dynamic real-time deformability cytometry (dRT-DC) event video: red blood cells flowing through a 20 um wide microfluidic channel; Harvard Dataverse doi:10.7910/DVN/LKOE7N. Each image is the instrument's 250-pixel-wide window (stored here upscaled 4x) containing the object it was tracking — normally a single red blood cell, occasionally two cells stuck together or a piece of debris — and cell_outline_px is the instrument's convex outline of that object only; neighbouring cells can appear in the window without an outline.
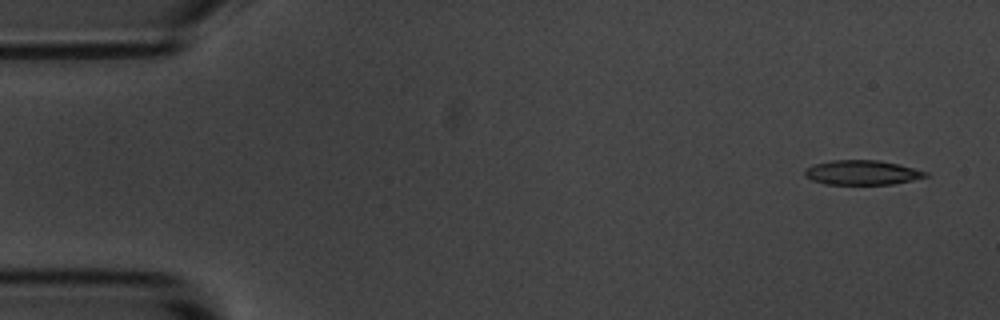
{"species": "common noctule bat (a hibernating species)", "species_latin": "Nyctalus noctula", "temperature_condition": "room temperature", "stored_images_in_passage": 6, "camera_frame_rate_fps": 3000, "um_per_image_px": 0.085, "animal": {"sex": "male", "body_mass_g": 20.1, "forearm_length_mm": 53.5}, "frame": {"image": 1, "passage_image": 1, "time_ms": 0.0, "image_size_px": [1000, 320], "cell_outline_px": [[932, 176], [892, 184], [824, 184], [812, 180], [804, 176], [804, 168], [816, 164], [832, 160], [880, 160], [900, 164], [928, 172]], "centroid_in_image_um": [73.3, 14.66], "position_along_channel_um": 11.7, "area_um2": 17.46}}
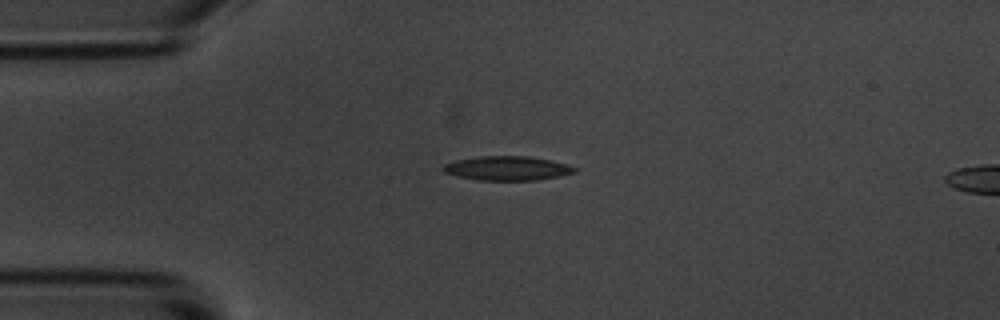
{"frame": {"image": 2, "passage_image": 4, "time_ms": 3.333, "image_size_px": [1000, 320], "cell_outline_px": [[576, 172], [560, 176], [540, 180], [480, 180], [456, 176], [444, 172], [440, 168], [444, 164], [456, 160], [480, 156], [528, 156], [552, 160], [568, 164], [576, 168]], "centroid_in_image_um": [43.13, 14.3], "position_along_channel_um": 41.9, "area_um2": 18.67}}